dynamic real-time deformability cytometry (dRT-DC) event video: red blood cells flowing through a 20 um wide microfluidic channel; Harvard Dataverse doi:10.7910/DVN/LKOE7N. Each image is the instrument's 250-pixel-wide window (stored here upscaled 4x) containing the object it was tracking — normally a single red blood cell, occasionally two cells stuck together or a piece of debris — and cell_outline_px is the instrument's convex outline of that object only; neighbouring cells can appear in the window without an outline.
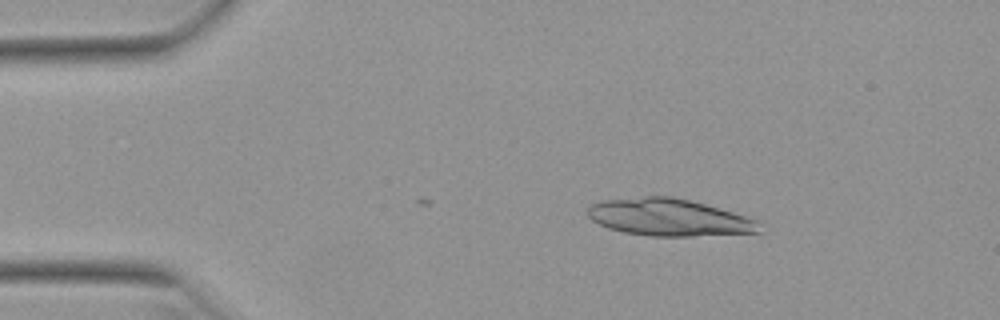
{"species": "Egyptian fruit bat (a non-hibernating species)", "species_latin": "Rousettus aegyptiacus", "temperature_condition": "warm", "stored_images_in_passage": 2, "camera_frame_rate_fps": 3000, "um_per_image_px": 0.085, "animal": {"sex": "female"}, "frame": {"image": 1, "passage_image": 2, "time_ms": 0.333, "image_size_px": [1000, 320], "cell_outline_px": [[764, 232], [692, 236], [652, 236], [624, 232], [608, 228], [592, 220], [588, 216], [588, 208], [592, 204], [600, 200], [644, 196], [672, 196], [704, 204], [764, 220]], "centroid_in_image_um": [56.97, 18.48], "position_along_channel_um": 28.0, "area_um2": 37.69}}